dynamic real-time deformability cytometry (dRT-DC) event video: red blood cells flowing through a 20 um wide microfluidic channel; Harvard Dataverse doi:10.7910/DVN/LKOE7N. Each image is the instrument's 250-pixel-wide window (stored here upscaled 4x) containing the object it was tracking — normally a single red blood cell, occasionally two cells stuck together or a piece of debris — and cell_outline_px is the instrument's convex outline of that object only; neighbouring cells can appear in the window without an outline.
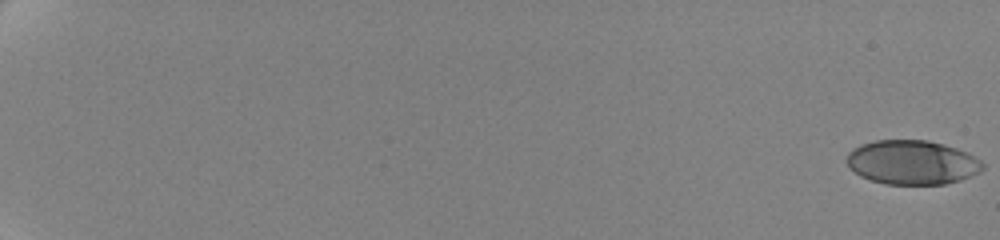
{"species": "human", "species_latin": "Homo sapiens", "temperature_condition": "cold", "stored_images_in_passage": 39, "camera_frame_rate_fps": 3000, "um_per_image_px": 0.085, "donor": {"sex": "female"}, "frame": {"image": 1, "passage_image": 1, "time_ms": 0.0, "image_size_px": [1000, 240], "cell_outline_px": [[984, 168], [980, 172], [960, 180], [944, 184], [884, 184], [860, 176], [848, 168], [848, 152], [852, 148], [860, 144], [876, 140], [928, 140], [944, 144], [968, 152], [980, 160], [984, 164]], "centroid_in_image_um": [77.53, 13.8], "position_along_channel_um": 7.5, "area_um2": 35.2}}
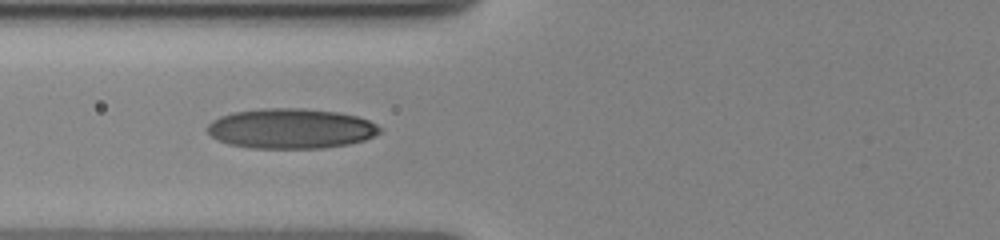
{"frame": {"image": 2, "passage_image": 30, "time_ms": 9.333, "image_size_px": [1000, 240], "cell_outline_px": [[380, 132], [364, 140], [348, 144], [320, 148], [252, 148], [228, 144], [212, 136], [208, 132], [208, 124], [212, 120], [220, 116], [232, 112], [264, 108], [304, 108], [336, 112], [356, 116], [368, 120], [376, 124], [380, 128]], "centroid_in_image_um": [24.7, 10.92], "position_along_channel_um": 101.1, "area_um2": 40.06}}
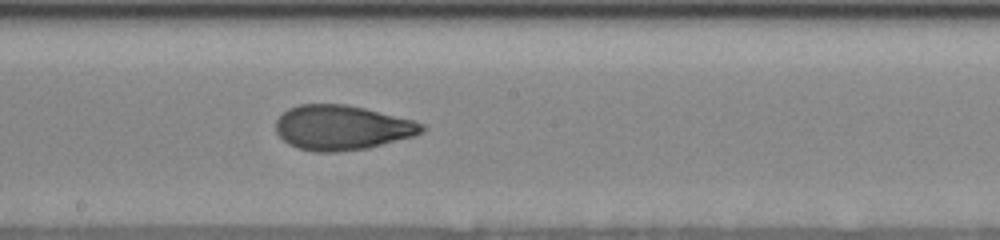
{"frame": {"image": 3, "passage_image": 39, "time_ms": 12.667, "image_size_px": [1000, 240], "cell_outline_px": [[428, 128], [424, 132], [412, 136], [368, 148], [332, 152], [316, 152], [296, 148], [288, 144], [276, 132], [276, 120], [288, 108], [300, 104], [348, 104], [412, 120], [424, 124]], "centroid_in_image_um": [29.05, 10.85], "position_along_channel_um": 219.1, "area_um2": 38.03}}